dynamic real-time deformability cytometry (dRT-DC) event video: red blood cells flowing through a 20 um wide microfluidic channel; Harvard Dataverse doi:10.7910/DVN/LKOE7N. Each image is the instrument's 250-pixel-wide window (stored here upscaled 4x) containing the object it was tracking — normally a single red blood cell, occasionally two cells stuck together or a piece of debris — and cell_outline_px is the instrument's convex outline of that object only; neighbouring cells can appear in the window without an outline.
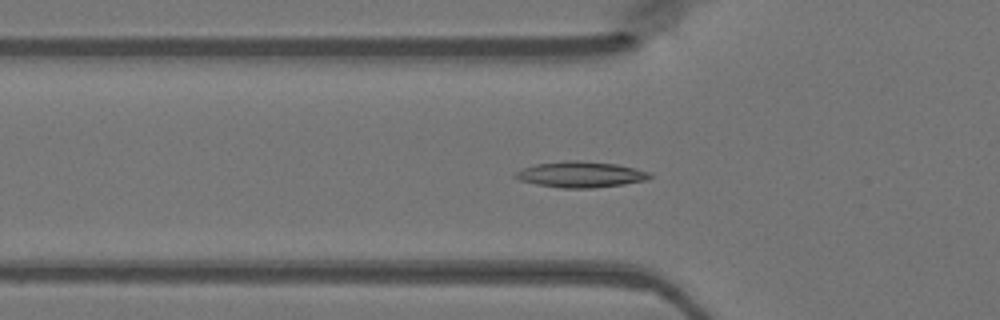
{"species": "Egyptian fruit bat (a non-hibernating species)", "species_latin": "Rousettus aegyptiacus", "temperature_condition": "warm", "stored_images_in_passage": 49, "segment_of_instrument_passage": [1, 2], "camera_frame_rate_fps": 3000, "um_per_image_px": 0.085, "animal": {"sex": "female"}, "frame": {"image": 1, "passage_image": 16, "time_ms": 5.0, "image_size_px": [1000, 320], "cell_outline_px": [[652, 176], [648, 180], [624, 184], [592, 188], [560, 188], [536, 184], [520, 180], [512, 176], [516, 172], [524, 168], [536, 164], [564, 160], [580, 160], [616, 164], [652, 172]], "centroid_in_image_um": [49.38, 14.83], "position_along_channel_um": 76.4, "area_um2": 20.4}}
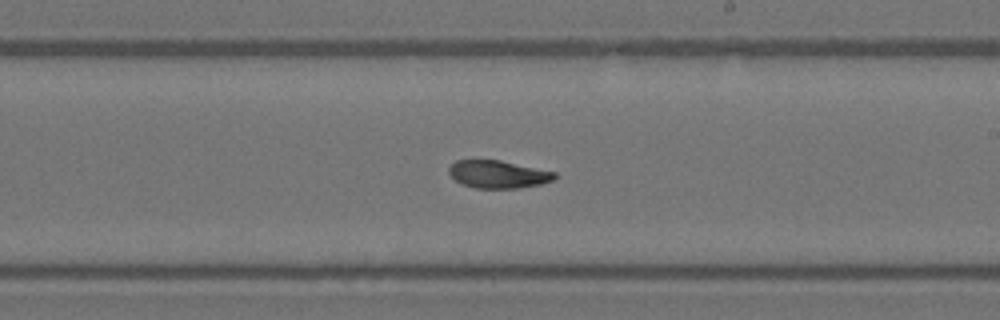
{"frame": {"image": 2, "passage_image": 28, "time_ms": 9.0, "image_size_px": [1000, 320], "cell_outline_px": [[556, 176], [552, 180], [540, 184], [520, 188], [476, 188], [464, 184], [456, 180], [448, 172], [448, 168], [456, 160], [500, 160], [556, 172]], "centroid_in_image_um": [42.34, 14.81], "position_along_channel_um": 246.7, "area_um2": 16.88}}
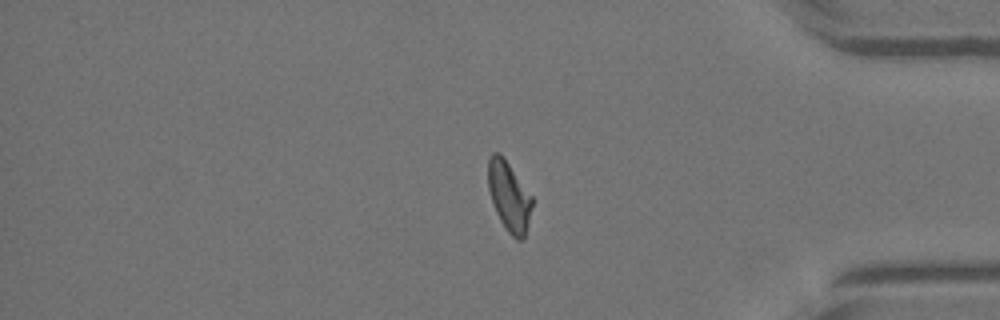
{"frame": {"image": 3, "passage_image": 40, "time_ms": 13.0, "image_size_px": [1000, 320], "cell_outline_px": [[532, 204], [528, 224], [524, 236], [520, 240], [516, 240], [508, 232], [500, 220], [496, 212], [488, 188], [488, 160], [492, 152], [500, 152], [532, 196]], "centroid_in_image_um": [43.25, 16.67], "position_along_channel_um": 391.9, "area_um2": 17.63}}